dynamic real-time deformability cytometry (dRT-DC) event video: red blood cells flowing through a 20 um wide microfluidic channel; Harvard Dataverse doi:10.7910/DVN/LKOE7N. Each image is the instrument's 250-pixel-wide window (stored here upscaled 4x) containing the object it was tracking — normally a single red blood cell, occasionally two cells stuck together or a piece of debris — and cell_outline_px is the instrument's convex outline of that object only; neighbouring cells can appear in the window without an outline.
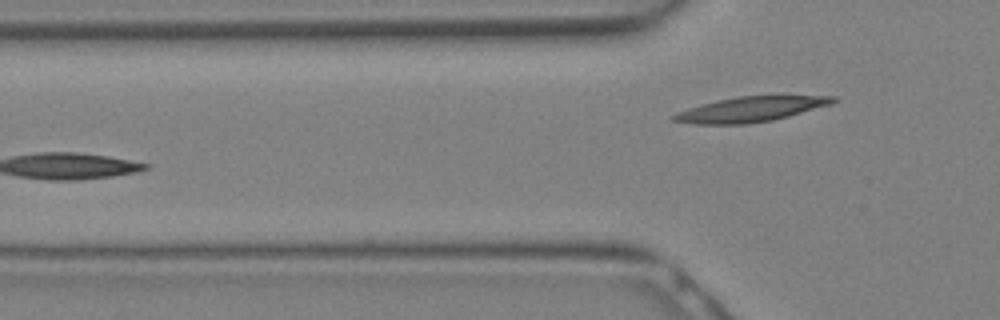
{"species": "Egyptian fruit bat (a non-hibernating species)", "species_latin": "Rousettus aegyptiacus", "temperature_condition": "warm", "stored_images_in_passage": 11, "camera_frame_rate_fps": 3000, "um_per_image_px": 0.085, "animal": {"sex": "female"}, "frame": {"image": 1, "passage_image": 11, "time_ms": 3.333, "image_size_px": [1000, 320], "cell_outline_px": [[840, 100], [832, 104], [788, 116], [772, 120], [748, 124], [692, 124], [672, 120], [668, 116], [676, 112], [688, 108], [716, 100], [736, 96], [836, 96]], "centroid_in_image_um": [63.77, 9.29], "position_along_channel_um": 62.0, "area_um2": 23.35}}